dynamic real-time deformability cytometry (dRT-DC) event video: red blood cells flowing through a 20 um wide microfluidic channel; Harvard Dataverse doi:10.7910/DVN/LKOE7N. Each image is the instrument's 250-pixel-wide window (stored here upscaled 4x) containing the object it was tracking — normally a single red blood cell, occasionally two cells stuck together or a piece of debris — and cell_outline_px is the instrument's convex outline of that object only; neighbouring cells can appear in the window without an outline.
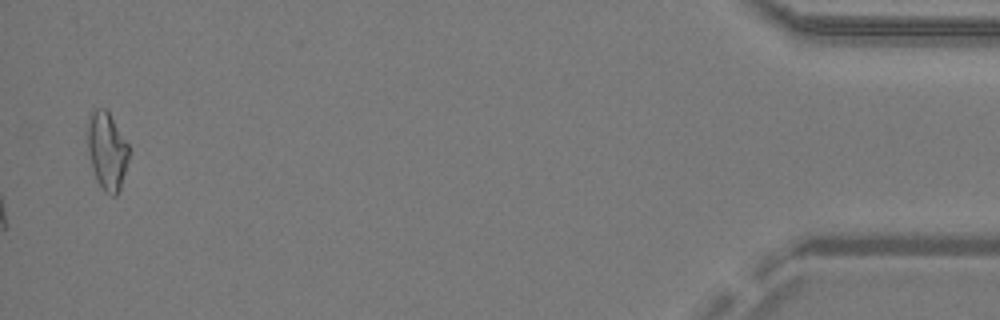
{"species": "common noctule bat (a hibernating species)", "species_latin": "Nyctalus noctula", "temperature_condition": "warm", "stored_images_in_passage": 28, "camera_frame_rate_fps": 3000, "um_per_image_px": 0.085, "animal": {"sex": "male", "body_mass_g": 19.2, "forearm_length_mm": 51.8}, "frame": {"image": 1, "passage_image": 28, "time_ms": 9.0, "image_size_px": [1000, 320], "cell_outline_px": [[128, 160], [120, 192], [116, 196], [112, 196], [104, 192], [96, 180], [92, 168], [88, 152], [88, 128], [92, 108], [104, 108], [108, 112], [128, 144]], "centroid_in_image_um": [9.1, 12.88], "position_along_channel_um": 426.1, "area_um2": 18.61}}